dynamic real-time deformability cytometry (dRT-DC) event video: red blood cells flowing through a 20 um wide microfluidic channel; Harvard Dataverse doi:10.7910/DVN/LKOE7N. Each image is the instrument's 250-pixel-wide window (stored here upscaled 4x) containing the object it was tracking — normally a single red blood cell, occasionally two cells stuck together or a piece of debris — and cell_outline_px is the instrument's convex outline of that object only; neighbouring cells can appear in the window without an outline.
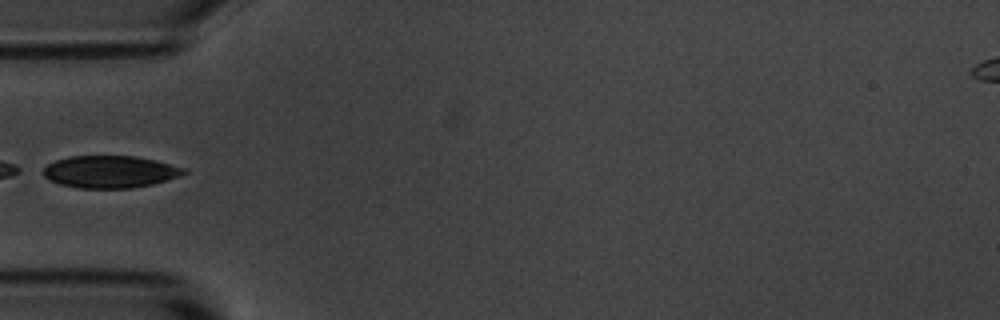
{"species": "common noctule bat (a hibernating species)", "species_latin": "Nyctalus noctula", "temperature_condition": "room temperature", "stored_images_in_passage": 5, "camera_frame_rate_fps": 3000, "um_per_image_px": 0.085, "animal": {"sex": "male", "body_mass_g": 20.1, "forearm_length_mm": 53.5}, "frame": {"image": 1, "passage_image": 5, "time_ms": 4.667, "image_size_px": [1000, 320], "cell_outline_px": [[188, 172], [180, 176], [152, 184], [132, 188], [80, 188], [60, 184], [48, 180], [44, 176], [44, 168], [48, 164], [56, 160], [72, 156], [136, 156], [188, 168]], "centroid_in_image_um": [9.38, 14.6], "position_along_channel_um": 75.6, "area_um2": 26.36}}